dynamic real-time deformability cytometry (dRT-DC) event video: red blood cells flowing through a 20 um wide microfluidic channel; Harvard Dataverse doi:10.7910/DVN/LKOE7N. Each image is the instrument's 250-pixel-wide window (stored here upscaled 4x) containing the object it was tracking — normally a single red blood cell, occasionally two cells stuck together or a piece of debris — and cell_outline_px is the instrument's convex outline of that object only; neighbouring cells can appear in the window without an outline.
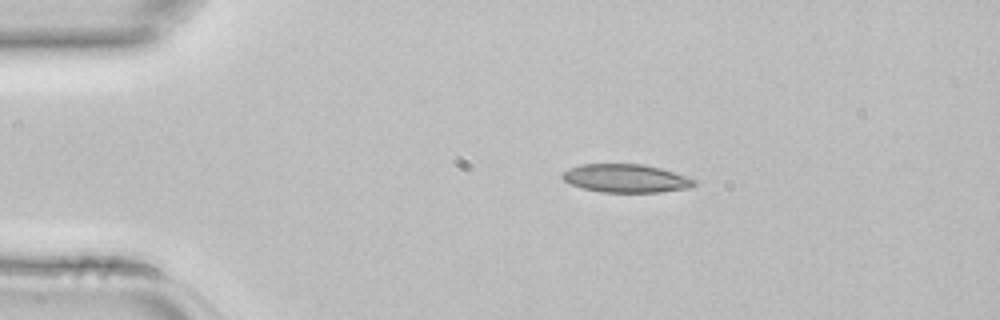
{"species": "common noctule bat (a hibernating species)", "species_latin": "Nyctalus noctula", "temperature_condition": "room temperature", "stored_images_in_passage": 3, "segment_of_instrument_passage": [1, 2], "camera_frame_rate_fps": 3000, "um_per_image_px": 0.085, "animal": {"sex": "female", "body_mass_g": 22.7, "forearm_length_mm": 54.2}, "frame": {"image": 1, "passage_image": 1, "time_ms": 0.0, "image_size_px": [1000, 320], "cell_outline_px": [[696, 184], [688, 188], [660, 192], [600, 192], [584, 188], [572, 184], [564, 180], [560, 176], [568, 168], [580, 164], [644, 164], [660, 168], [696, 180]], "centroid_in_image_um": [53.18, 15.15], "position_along_channel_um": 31.8, "area_um2": 21.56}}